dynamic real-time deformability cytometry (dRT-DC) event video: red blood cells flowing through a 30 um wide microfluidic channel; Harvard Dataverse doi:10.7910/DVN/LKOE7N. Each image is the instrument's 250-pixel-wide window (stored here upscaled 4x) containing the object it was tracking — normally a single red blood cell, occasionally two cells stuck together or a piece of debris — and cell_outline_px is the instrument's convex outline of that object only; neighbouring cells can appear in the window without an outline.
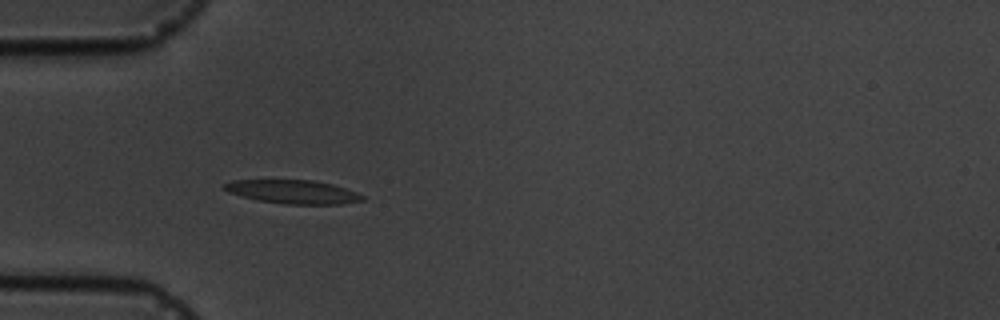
{"species": "common noctule bat (a hibernating species)", "species_latin": "Nyctalus noctula", "temperature_condition": "cold", "stored_images_in_passage": 5, "camera_frame_rate_fps": 3000, "um_per_image_px": 0.085, "animal": {"sex": "male", "body_mass_g": 19.5, "forearm_length_mm": 54.6}, "frame": {"image": 1, "passage_image": 4, "time_ms": 3.667, "image_size_px": [1000, 320], "cell_outline_px": [[364, 200], [344, 204], [284, 204], [256, 200], [228, 192], [220, 188], [224, 184], [232, 180], [312, 180], [332, 184], [356, 192], [364, 196]], "centroid_in_image_um": [24.87, 16.31], "position_along_channel_um": 60.1, "area_um2": 19.07}}
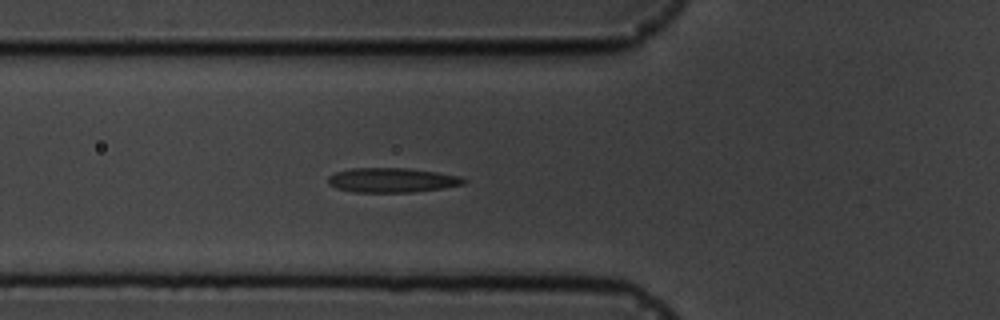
{"frame": {"image": 2, "passage_image": 5, "time_ms": 4.667, "image_size_px": [1000, 320], "cell_outline_px": [[468, 180], [464, 184], [444, 188], [412, 192], [356, 192], [336, 188], [328, 184], [328, 176], [336, 172], [352, 168], [404, 168], [436, 172], [460, 176]], "centroid_in_image_um": [33.33, 15.31], "position_along_channel_um": 92.5, "area_um2": 19.36}}